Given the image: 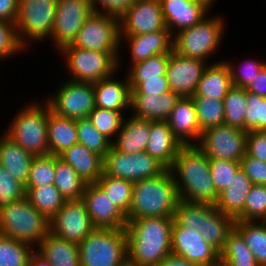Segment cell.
Listing matches in <instances>:
<instances>
[{
	"label": "cell",
	"instance_id": "cell-1",
	"mask_svg": "<svg viewBox=\"0 0 266 266\" xmlns=\"http://www.w3.org/2000/svg\"><path fill=\"white\" fill-rule=\"evenodd\" d=\"M180 200L215 205L217 193L209 158L197 145H183L169 168Z\"/></svg>",
	"mask_w": 266,
	"mask_h": 266
},
{
	"label": "cell",
	"instance_id": "cell-2",
	"mask_svg": "<svg viewBox=\"0 0 266 266\" xmlns=\"http://www.w3.org/2000/svg\"><path fill=\"white\" fill-rule=\"evenodd\" d=\"M173 218L148 217L127 222L128 258L137 266H157L171 254Z\"/></svg>",
	"mask_w": 266,
	"mask_h": 266
},
{
	"label": "cell",
	"instance_id": "cell-3",
	"mask_svg": "<svg viewBox=\"0 0 266 266\" xmlns=\"http://www.w3.org/2000/svg\"><path fill=\"white\" fill-rule=\"evenodd\" d=\"M180 201L172 173L162 174L134 182L127 222L148 217L173 218Z\"/></svg>",
	"mask_w": 266,
	"mask_h": 266
},
{
	"label": "cell",
	"instance_id": "cell-4",
	"mask_svg": "<svg viewBox=\"0 0 266 266\" xmlns=\"http://www.w3.org/2000/svg\"><path fill=\"white\" fill-rule=\"evenodd\" d=\"M30 100L13 114L15 116L11 117L9 126L7 124L2 132L33 155H48L49 103L44 99Z\"/></svg>",
	"mask_w": 266,
	"mask_h": 266
},
{
	"label": "cell",
	"instance_id": "cell-5",
	"mask_svg": "<svg viewBox=\"0 0 266 266\" xmlns=\"http://www.w3.org/2000/svg\"><path fill=\"white\" fill-rule=\"evenodd\" d=\"M222 15H210L190 28L173 35V51L179 55L210 63L218 54L225 36L226 22Z\"/></svg>",
	"mask_w": 266,
	"mask_h": 266
},
{
	"label": "cell",
	"instance_id": "cell-6",
	"mask_svg": "<svg viewBox=\"0 0 266 266\" xmlns=\"http://www.w3.org/2000/svg\"><path fill=\"white\" fill-rule=\"evenodd\" d=\"M58 54L64 60L66 73H70L68 80L74 82L95 83L123 70L121 63L124 60L120 52L92 51L71 44L63 47Z\"/></svg>",
	"mask_w": 266,
	"mask_h": 266
},
{
	"label": "cell",
	"instance_id": "cell-7",
	"mask_svg": "<svg viewBox=\"0 0 266 266\" xmlns=\"http://www.w3.org/2000/svg\"><path fill=\"white\" fill-rule=\"evenodd\" d=\"M50 231V220L25 198L0 209V234L35 249Z\"/></svg>",
	"mask_w": 266,
	"mask_h": 266
},
{
	"label": "cell",
	"instance_id": "cell-8",
	"mask_svg": "<svg viewBox=\"0 0 266 266\" xmlns=\"http://www.w3.org/2000/svg\"><path fill=\"white\" fill-rule=\"evenodd\" d=\"M78 246L81 266H118L128 257L126 229L95 228Z\"/></svg>",
	"mask_w": 266,
	"mask_h": 266
},
{
	"label": "cell",
	"instance_id": "cell-9",
	"mask_svg": "<svg viewBox=\"0 0 266 266\" xmlns=\"http://www.w3.org/2000/svg\"><path fill=\"white\" fill-rule=\"evenodd\" d=\"M57 13V0H19L15 22L21 44L26 48L50 40Z\"/></svg>",
	"mask_w": 266,
	"mask_h": 266
},
{
	"label": "cell",
	"instance_id": "cell-10",
	"mask_svg": "<svg viewBox=\"0 0 266 266\" xmlns=\"http://www.w3.org/2000/svg\"><path fill=\"white\" fill-rule=\"evenodd\" d=\"M167 168L146 151L124 153L111 146L104 157L103 172L107 176L132 182L153 178L162 174Z\"/></svg>",
	"mask_w": 266,
	"mask_h": 266
},
{
	"label": "cell",
	"instance_id": "cell-11",
	"mask_svg": "<svg viewBox=\"0 0 266 266\" xmlns=\"http://www.w3.org/2000/svg\"><path fill=\"white\" fill-rule=\"evenodd\" d=\"M72 45L92 51L120 52L119 17L94 11Z\"/></svg>",
	"mask_w": 266,
	"mask_h": 266
},
{
	"label": "cell",
	"instance_id": "cell-12",
	"mask_svg": "<svg viewBox=\"0 0 266 266\" xmlns=\"http://www.w3.org/2000/svg\"><path fill=\"white\" fill-rule=\"evenodd\" d=\"M53 93L44 97L56 114L72 118H88L95 108L93 83L74 82L64 79Z\"/></svg>",
	"mask_w": 266,
	"mask_h": 266
},
{
	"label": "cell",
	"instance_id": "cell-13",
	"mask_svg": "<svg viewBox=\"0 0 266 266\" xmlns=\"http://www.w3.org/2000/svg\"><path fill=\"white\" fill-rule=\"evenodd\" d=\"M247 132L225 124L202 132L197 146L209 158L240 162L246 155Z\"/></svg>",
	"mask_w": 266,
	"mask_h": 266
},
{
	"label": "cell",
	"instance_id": "cell-14",
	"mask_svg": "<svg viewBox=\"0 0 266 266\" xmlns=\"http://www.w3.org/2000/svg\"><path fill=\"white\" fill-rule=\"evenodd\" d=\"M90 0H57V13L51 34L55 52L71 45L78 32L93 13Z\"/></svg>",
	"mask_w": 266,
	"mask_h": 266
},
{
	"label": "cell",
	"instance_id": "cell-15",
	"mask_svg": "<svg viewBox=\"0 0 266 266\" xmlns=\"http://www.w3.org/2000/svg\"><path fill=\"white\" fill-rule=\"evenodd\" d=\"M94 229L82 199L66 200L50 220L51 233L77 244Z\"/></svg>",
	"mask_w": 266,
	"mask_h": 266
},
{
	"label": "cell",
	"instance_id": "cell-16",
	"mask_svg": "<svg viewBox=\"0 0 266 266\" xmlns=\"http://www.w3.org/2000/svg\"><path fill=\"white\" fill-rule=\"evenodd\" d=\"M120 35L148 34L168 29L160 0H136L119 16Z\"/></svg>",
	"mask_w": 266,
	"mask_h": 266
},
{
	"label": "cell",
	"instance_id": "cell-17",
	"mask_svg": "<svg viewBox=\"0 0 266 266\" xmlns=\"http://www.w3.org/2000/svg\"><path fill=\"white\" fill-rule=\"evenodd\" d=\"M171 254L185 258L199 266L216 262L220 253L196 230L180 226L175 220L172 226Z\"/></svg>",
	"mask_w": 266,
	"mask_h": 266
},
{
	"label": "cell",
	"instance_id": "cell-18",
	"mask_svg": "<svg viewBox=\"0 0 266 266\" xmlns=\"http://www.w3.org/2000/svg\"><path fill=\"white\" fill-rule=\"evenodd\" d=\"M207 65L203 60L188 58L172 50L166 72L170 91L180 97L193 96Z\"/></svg>",
	"mask_w": 266,
	"mask_h": 266
},
{
	"label": "cell",
	"instance_id": "cell-19",
	"mask_svg": "<svg viewBox=\"0 0 266 266\" xmlns=\"http://www.w3.org/2000/svg\"><path fill=\"white\" fill-rule=\"evenodd\" d=\"M95 228L125 229L126 216L112 203L96 183H88L82 196Z\"/></svg>",
	"mask_w": 266,
	"mask_h": 266
},
{
	"label": "cell",
	"instance_id": "cell-20",
	"mask_svg": "<svg viewBox=\"0 0 266 266\" xmlns=\"http://www.w3.org/2000/svg\"><path fill=\"white\" fill-rule=\"evenodd\" d=\"M125 44L128 45V50L130 49L126 52L130 54V63L127 64H130L127 66L130 67L157 54H170L173 50V36L168 29L148 34L120 35V53Z\"/></svg>",
	"mask_w": 266,
	"mask_h": 266
},
{
	"label": "cell",
	"instance_id": "cell-21",
	"mask_svg": "<svg viewBox=\"0 0 266 266\" xmlns=\"http://www.w3.org/2000/svg\"><path fill=\"white\" fill-rule=\"evenodd\" d=\"M120 70L112 76L93 83L95 106L107 110H115L125 116L130 113L131 89L127 75L123 79L118 76Z\"/></svg>",
	"mask_w": 266,
	"mask_h": 266
},
{
	"label": "cell",
	"instance_id": "cell-22",
	"mask_svg": "<svg viewBox=\"0 0 266 266\" xmlns=\"http://www.w3.org/2000/svg\"><path fill=\"white\" fill-rule=\"evenodd\" d=\"M166 27L173 36L181 30L200 22L210 12L194 0H160Z\"/></svg>",
	"mask_w": 266,
	"mask_h": 266
},
{
	"label": "cell",
	"instance_id": "cell-23",
	"mask_svg": "<svg viewBox=\"0 0 266 266\" xmlns=\"http://www.w3.org/2000/svg\"><path fill=\"white\" fill-rule=\"evenodd\" d=\"M169 128L182 145H197L202 131L197 122L192 96L180 97L168 120Z\"/></svg>",
	"mask_w": 266,
	"mask_h": 266
},
{
	"label": "cell",
	"instance_id": "cell-24",
	"mask_svg": "<svg viewBox=\"0 0 266 266\" xmlns=\"http://www.w3.org/2000/svg\"><path fill=\"white\" fill-rule=\"evenodd\" d=\"M183 145L174 136L167 121H150L146 152L169 169Z\"/></svg>",
	"mask_w": 266,
	"mask_h": 266
},
{
	"label": "cell",
	"instance_id": "cell-25",
	"mask_svg": "<svg viewBox=\"0 0 266 266\" xmlns=\"http://www.w3.org/2000/svg\"><path fill=\"white\" fill-rule=\"evenodd\" d=\"M179 98L172 91L161 95H131L129 112L148 121H167Z\"/></svg>",
	"mask_w": 266,
	"mask_h": 266
},
{
	"label": "cell",
	"instance_id": "cell-26",
	"mask_svg": "<svg viewBox=\"0 0 266 266\" xmlns=\"http://www.w3.org/2000/svg\"><path fill=\"white\" fill-rule=\"evenodd\" d=\"M88 184L96 183L103 175L104 158L85 145L74 144L59 155Z\"/></svg>",
	"mask_w": 266,
	"mask_h": 266
},
{
	"label": "cell",
	"instance_id": "cell-27",
	"mask_svg": "<svg viewBox=\"0 0 266 266\" xmlns=\"http://www.w3.org/2000/svg\"><path fill=\"white\" fill-rule=\"evenodd\" d=\"M230 69L222 58L205 67L201 80L198 82L193 98H214L223 100L232 87Z\"/></svg>",
	"mask_w": 266,
	"mask_h": 266
},
{
	"label": "cell",
	"instance_id": "cell-28",
	"mask_svg": "<svg viewBox=\"0 0 266 266\" xmlns=\"http://www.w3.org/2000/svg\"><path fill=\"white\" fill-rule=\"evenodd\" d=\"M150 135V121L129 113L124 118L120 131L112 146L124 153H138L146 150Z\"/></svg>",
	"mask_w": 266,
	"mask_h": 266
},
{
	"label": "cell",
	"instance_id": "cell-29",
	"mask_svg": "<svg viewBox=\"0 0 266 266\" xmlns=\"http://www.w3.org/2000/svg\"><path fill=\"white\" fill-rule=\"evenodd\" d=\"M234 219L223 214L215 205L202 203V237L219 253L223 250L229 232L234 228Z\"/></svg>",
	"mask_w": 266,
	"mask_h": 266
},
{
	"label": "cell",
	"instance_id": "cell-30",
	"mask_svg": "<svg viewBox=\"0 0 266 266\" xmlns=\"http://www.w3.org/2000/svg\"><path fill=\"white\" fill-rule=\"evenodd\" d=\"M35 155L19 146L4 132L0 133V165L17 180L26 184Z\"/></svg>",
	"mask_w": 266,
	"mask_h": 266
},
{
	"label": "cell",
	"instance_id": "cell-31",
	"mask_svg": "<svg viewBox=\"0 0 266 266\" xmlns=\"http://www.w3.org/2000/svg\"><path fill=\"white\" fill-rule=\"evenodd\" d=\"M49 154L59 156L78 143L76 119L60 116L49 106L47 123Z\"/></svg>",
	"mask_w": 266,
	"mask_h": 266
},
{
	"label": "cell",
	"instance_id": "cell-32",
	"mask_svg": "<svg viewBox=\"0 0 266 266\" xmlns=\"http://www.w3.org/2000/svg\"><path fill=\"white\" fill-rule=\"evenodd\" d=\"M253 185L246 173L239 168L229 186L219 193L216 208L235 219L243 211L246 197Z\"/></svg>",
	"mask_w": 266,
	"mask_h": 266
},
{
	"label": "cell",
	"instance_id": "cell-33",
	"mask_svg": "<svg viewBox=\"0 0 266 266\" xmlns=\"http://www.w3.org/2000/svg\"><path fill=\"white\" fill-rule=\"evenodd\" d=\"M36 250L54 266H81L78 244L60 238L50 231Z\"/></svg>",
	"mask_w": 266,
	"mask_h": 266
},
{
	"label": "cell",
	"instance_id": "cell-34",
	"mask_svg": "<svg viewBox=\"0 0 266 266\" xmlns=\"http://www.w3.org/2000/svg\"><path fill=\"white\" fill-rule=\"evenodd\" d=\"M259 266H266V221H234Z\"/></svg>",
	"mask_w": 266,
	"mask_h": 266
},
{
	"label": "cell",
	"instance_id": "cell-35",
	"mask_svg": "<svg viewBox=\"0 0 266 266\" xmlns=\"http://www.w3.org/2000/svg\"><path fill=\"white\" fill-rule=\"evenodd\" d=\"M55 171L56 176L54 185L64 199H82L87 183L69 164H66L63 160H61L59 156H55Z\"/></svg>",
	"mask_w": 266,
	"mask_h": 266
},
{
	"label": "cell",
	"instance_id": "cell-36",
	"mask_svg": "<svg viewBox=\"0 0 266 266\" xmlns=\"http://www.w3.org/2000/svg\"><path fill=\"white\" fill-rule=\"evenodd\" d=\"M26 199L49 220L62 208L66 200L54 184L25 188Z\"/></svg>",
	"mask_w": 266,
	"mask_h": 266
},
{
	"label": "cell",
	"instance_id": "cell-37",
	"mask_svg": "<svg viewBox=\"0 0 266 266\" xmlns=\"http://www.w3.org/2000/svg\"><path fill=\"white\" fill-rule=\"evenodd\" d=\"M170 54H157L131 65L125 75L129 80L130 89H135L143 78H167V65Z\"/></svg>",
	"mask_w": 266,
	"mask_h": 266
},
{
	"label": "cell",
	"instance_id": "cell-38",
	"mask_svg": "<svg viewBox=\"0 0 266 266\" xmlns=\"http://www.w3.org/2000/svg\"><path fill=\"white\" fill-rule=\"evenodd\" d=\"M220 259L229 266H259L242 235L235 228L227 235Z\"/></svg>",
	"mask_w": 266,
	"mask_h": 266
},
{
	"label": "cell",
	"instance_id": "cell-39",
	"mask_svg": "<svg viewBox=\"0 0 266 266\" xmlns=\"http://www.w3.org/2000/svg\"><path fill=\"white\" fill-rule=\"evenodd\" d=\"M96 184L104 191L106 196L126 217L133 195L134 182L107 176L104 172Z\"/></svg>",
	"mask_w": 266,
	"mask_h": 266
},
{
	"label": "cell",
	"instance_id": "cell-40",
	"mask_svg": "<svg viewBox=\"0 0 266 266\" xmlns=\"http://www.w3.org/2000/svg\"><path fill=\"white\" fill-rule=\"evenodd\" d=\"M247 91L245 88L232 86L223 99L224 124L244 130L247 109Z\"/></svg>",
	"mask_w": 266,
	"mask_h": 266
},
{
	"label": "cell",
	"instance_id": "cell-41",
	"mask_svg": "<svg viewBox=\"0 0 266 266\" xmlns=\"http://www.w3.org/2000/svg\"><path fill=\"white\" fill-rule=\"evenodd\" d=\"M193 99L196 109L197 122L202 132L211 127L224 124L225 111L223 100L208 97Z\"/></svg>",
	"mask_w": 266,
	"mask_h": 266
},
{
	"label": "cell",
	"instance_id": "cell-42",
	"mask_svg": "<svg viewBox=\"0 0 266 266\" xmlns=\"http://www.w3.org/2000/svg\"><path fill=\"white\" fill-rule=\"evenodd\" d=\"M34 250L27 243L0 234V266H26Z\"/></svg>",
	"mask_w": 266,
	"mask_h": 266
},
{
	"label": "cell",
	"instance_id": "cell-43",
	"mask_svg": "<svg viewBox=\"0 0 266 266\" xmlns=\"http://www.w3.org/2000/svg\"><path fill=\"white\" fill-rule=\"evenodd\" d=\"M125 115L119 111L96 107L90 112L88 119L93 126L111 143L116 139Z\"/></svg>",
	"mask_w": 266,
	"mask_h": 266
},
{
	"label": "cell",
	"instance_id": "cell-44",
	"mask_svg": "<svg viewBox=\"0 0 266 266\" xmlns=\"http://www.w3.org/2000/svg\"><path fill=\"white\" fill-rule=\"evenodd\" d=\"M55 176V155L34 156L25 188L54 184Z\"/></svg>",
	"mask_w": 266,
	"mask_h": 266
},
{
	"label": "cell",
	"instance_id": "cell-45",
	"mask_svg": "<svg viewBox=\"0 0 266 266\" xmlns=\"http://www.w3.org/2000/svg\"><path fill=\"white\" fill-rule=\"evenodd\" d=\"M225 62L230 69L232 85L246 88L258 76L266 61L264 58L256 60V57L254 59L249 56L245 60L243 59L242 62H238V64L234 60L232 62L231 60L228 61V59H225Z\"/></svg>",
	"mask_w": 266,
	"mask_h": 266
},
{
	"label": "cell",
	"instance_id": "cell-46",
	"mask_svg": "<svg viewBox=\"0 0 266 266\" xmlns=\"http://www.w3.org/2000/svg\"><path fill=\"white\" fill-rule=\"evenodd\" d=\"M76 124L78 143L104 158L112 143L93 126L88 118L76 119Z\"/></svg>",
	"mask_w": 266,
	"mask_h": 266
},
{
	"label": "cell",
	"instance_id": "cell-47",
	"mask_svg": "<svg viewBox=\"0 0 266 266\" xmlns=\"http://www.w3.org/2000/svg\"><path fill=\"white\" fill-rule=\"evenodd\" d=\"M235 221H266V185H253Z\"/></svg>",
	"mask_w": 266,
	"mask_h": 266
},
{
	"label": "cell",
	"instance_id": "cell-48",
	"mask_svg": "<svg viewBox=\"0 0 266 266\" xmlns=\"http://www.w3.org/2000/svg\"><path fill=\"white\" fill-rule=\"evenodd\" d=\"M244 131H266V98L247 92Z\"/></svg>",
	"mask_w": 266,
	"mask_h": 266
},
{
	"label": "cell",
	"instance_id": "cell-49",
	"mask_svg": "<svg viewBox=\"0 0 266 266\" xmlns=\"http://www.w3.org/2000/svg\"><path fill=\"white\" fill-rule=\"evenodd\" d=\"M28 50L21 44L14 22L0 21V61L14 58ZM23 52V53H22Z\"/></svg>",
	"mask_w": 266,
	"mask_h": 266
},
{
	"label": "cell",
	"instance_id": "cell-50",
	"mask_svg": "<svg viewBox=\"0 0 266 266\" xmlns=\"http://www.w3.org/2000/svg\"><path fill=\"white\" fill-rule=\"evenodd\" d=\"M26 197L25 184L0 165V209Z\"/></svg>",
	"mask_w": 266,
	"mask_h": 266
},
{
	"label": "cell",
	"instance_id": "cell-51",
	"mask_svg": "<svg viewBox=\"0 0 266 266\" xmlns=\"http://www.w3.org/2000/svg\"><path fill=\"white\" fill-rule=\"evenodd\" d=\"M209 164L214 187L219 194L229 186L232 178L235 177L237 170L240 168V162L213 159L209 160Z\"/></svg>",
	"mask_w": 266,
	"mask_h": 266
},
{
	"label": "cell",
	"instance_id": "cell-52",
	"mask_svg": "<svg viewBox=\"0 0 266 266\" xmlns=\"http://www.w3.org/2000/svg\"><path fill=\"white\" fill-rule=\"evenodd\" d=\"M173 219L180 225L189 229L201 231L202 203H191L180 200Z\"/></svg>",
	"mask_w": 266,
	"mask_h": 266
},
{
	"label": "cell",
	"instance_id": "cell-53",
	"mask_svg": "<svg viewBox=\"0 0 266 266\" xmlns=\"http://www.w3.org/2000/svg\"><path fill=\"white\" fill-rule=\"evenodd\" d=\"M240 168L254 185H266V162L246 154L240 160Z\"/></svg>",
	"mask_w": 266,
	"mask_h": 266
},
{
	"label": "cell",
	"instance_id": "cell-54",
	"mask_svg": "<svg viewBox=\"0 0 266 266\" xmlns=\"http://www.w3.org/2000/svg\"><path fill=\"white\" fill-rule=\"evenodd\" d=\"M246 154L266 162V131H248Z\"/></svg>",
	"mask_w": 266,
	"mask_h": 266
},
{
	"label": "cell",
	"instance_id": "cell-55",
	"mask_svg": "<svg viewBox=\"0 0 266 266\" xmlns=\"http://www.w3.org/2000/svg\"><path fill=\"white\" fill-rule=\"evenodd\" d=\"M169 91L168 78H143V82L131 89V95H161Z\"/></svg>",
	"mask_w": 266,
	"mask_h": 266
},
{
	"label": "cell",
	"instance_id": "cell-56",
	"mask_svg": "<svg viewBox=\"0 0 266 266\" xmlns=\"http://www.w3.org/2000/svg\"><path fill=\"white\" fill-rule=\"evenodd\" d=\"M136 0H90L93 11L120 16Z\"/></svg>",
	"mask_w": 266,
	"mask_h": 266
},
{
	"label": "cell",
	"instance_id": "cell-57",
	"mask_svg": "<svg viewBox=\"0 0 266 266\" xmlns=\"http://www.w3.org/2000/svg\"><path fill=\"white\" fill-rule=\"evenodd\" d=\"M19 0H0V21L16 22Z\"/></svg>",
	"mask_w": 266,
	"mask_h": 266
},
{
	"label": "cell",
	"instance_id": "cell-58",
	"mask_svg": "<svg viewBox=\"0 0 266 266\" xmlns=\"http://www.w3.org/2000/svg\"><path fill=\"white\" fill-rule=\"evenodd\" d=\"M247 92H251L254 94H257L259 96H262L266 98V68L263 67V69L260 71L258 76L254 79V81L247 86L246 88Z\"/></svg>",
	"mask_w": 266,
	"mask_h": 266
},
{
	"label": "cell",
	"instance_id": "cell-59",
	"mask_svg": "<svg viewBox=\"0 0 266 266\" xmlns=\"http://www.w3.org/2000/svg\"><path fill=\"white\" fill-rule=\"evenodd\" d=\"M157 266H199L185 258L169 254Z\"/></svg>",
	"mask_w": 266,
	"mask_h": 266
},
{
	"label": "cell",
	"instance_id": "cell-60",
	"mask_svg": "<svg viewBox=\"0 0 266 266\" xmlns=\"http://www.w3.org/2000/svg\"><path fill=\"white\" fill-rule=\"evenodd\" d=\"M26 266H54L36 249L31 253Z\"/></svg>",
	"mask_w": 266,
	"mask_h": 266
},
{
	"label": "cell",
	"instance_id": "cell-61",
	"mask_svg": "<svg viewBox=\"0 0 266 266\" xmlns=\"http://www.w3.org/2000/svg\"><path fill=\"white\" fill-rule=\"evenodd\" d=\"M194 1L203 4L206 8L212 11L213 10L212 7L214 6L216 7L215 3L218 0H194Z\"/></svg>",
	"mask_w": 266,
	"mask_h": 266
},
{
	"label": "cell",
	"instance_id": "cell-62",
	"mask_svg": "<svg viewBox=\"0 0 266 266\" xmlns=\"http://www.w3.org/2000/svg\"><path fill=\"white\" fill-rule=\"evenodd\" d=\"M118 266H137V264L130 260L128 257L121 263L119 264Z\"/></svg>",
	"mask_w": 266,
	"mask_h": 266
},
{
	"label": "cell",
	"instance_id": "cell-63",
	"mask_svg": "<svg viewBox=\"0 0 266 266\" xmlns=\"http://www.w3.org/2000/svg\"><path fill=\"white\" fill-rule=\"evenodd\" d=\"M205 266H229V265L219 258L216 262L205 265Z\"/></svg>",
	"mask_w": 266,
	"mask_h": 266
}]
</instances>
